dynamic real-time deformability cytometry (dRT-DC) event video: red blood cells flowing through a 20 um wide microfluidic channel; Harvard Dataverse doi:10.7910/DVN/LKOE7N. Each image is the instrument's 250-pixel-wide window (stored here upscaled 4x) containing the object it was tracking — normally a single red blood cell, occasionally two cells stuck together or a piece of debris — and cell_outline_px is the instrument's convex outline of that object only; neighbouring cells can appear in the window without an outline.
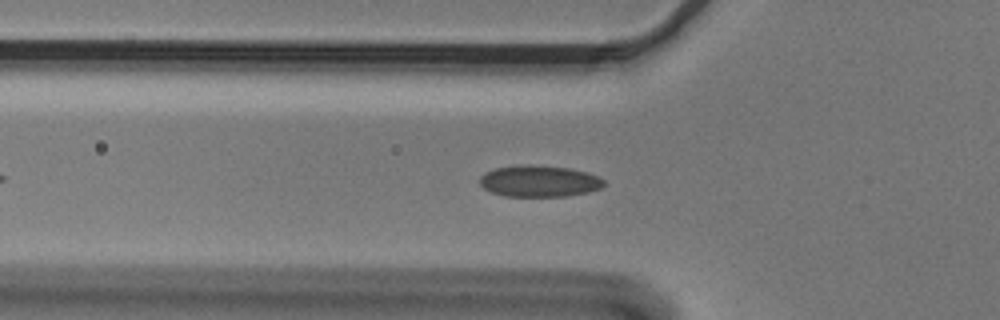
{"species": "Egyptian fruit bat (a non-hibernating species)", "species_latin": "Rousettus aegyptiacus", "temperature_condition": "cold", "stored_images_in_passage": 36, "camera_frame_rate_fps": 3000, "um_per_image_px": 0.085, "animal": {"sex": "male"}, "frame": {"image": 1, "passage_image": 12, "time_ms": 3.667, "image_size_px": [1000, 320], "cell_outline_px": [[604, 184], [600, 188], [588, 192], [564, 196], [504, 196], [492, 192], [484, 188], [480, 184], [480, 176], [484, 172], [496, 168], [520, 164], [532, 164], [568, 168], [588, 172], [600, 176], [604, 180]], "centroid_in_image_um": [45.83, 15.38], "position_along_channel_um": 80.0, "area_um2": 22.89}}
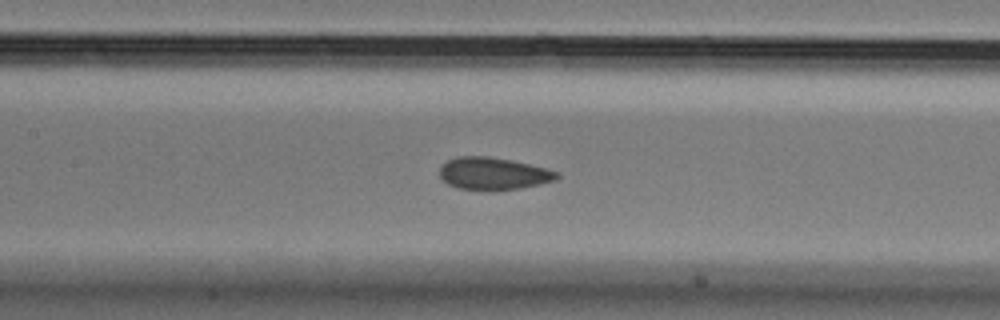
{"frame": {"image": 2, "passage_image": 19, "time_ms": 6.0, "image_size_px": [1000, 320], "cell_outline_px": [[560, 176], [556, 180], [540, 184], [520, 188], [488, 192], [484, 192], [456, 188], [448, 184], [440, 176], [440, 168], [448, 160], [456, 156], [488, 156], [512, 160], [544, 168], [556, 172]], "centroid_in_image_um": [41.9, 14.78], "position_along_channel_um": 165.5, "area_um2": 22.37}}
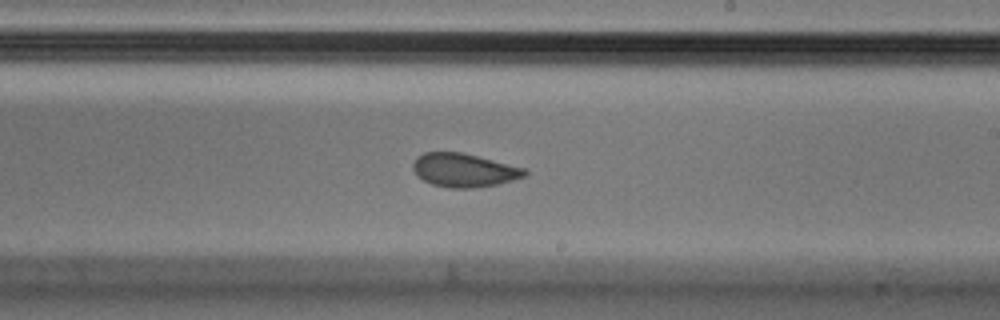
{"frame": {"image": 3, "passage_image": 26, "time_ms": 8.333, "image_size_px": [1000, 320], "cell_outline_px": [[528, 172], [524, 176], [512, 180], [496, 184], [472, 188], [448, 188], [432, 184], [416, 176], [412, 168], [412, 164], [416, 156], [424, 152], [460, 152], [524, 168]], "centroid_in_image_um": [39.37, 14.46], "position_along_channel_um": 249.6, "area_um2": 21.68}, "authors_computed_cell_mechanics": {"area_um2": 22.542, "velocity_mm_per_s": 3.6166, "shape_relaxation_time_tau1_ms": 10.4001, "shape_relaxation_time_tau2_ms": 1.2952, "deformation_change_tau1": 0.1381, "deformation_change_tau2": 0.0607}}